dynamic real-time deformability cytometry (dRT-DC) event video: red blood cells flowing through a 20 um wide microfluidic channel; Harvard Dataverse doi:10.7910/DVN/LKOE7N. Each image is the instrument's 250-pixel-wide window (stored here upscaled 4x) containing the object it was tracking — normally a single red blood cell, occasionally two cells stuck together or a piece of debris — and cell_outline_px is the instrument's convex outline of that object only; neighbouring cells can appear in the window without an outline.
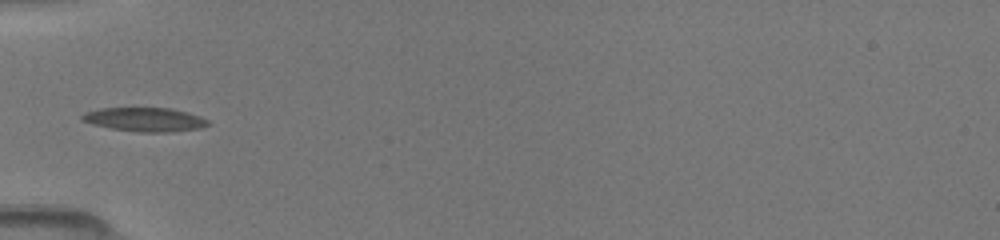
{"species": "common noctule bat (a hibernating species)", "species_latin": "Nyctalus noctula", "temperature_condition": "room temperature", "stored_images_in_passage": 3, "camera_frame_rate_fps": 3000, "um_per_image_px": 0.085, "animal": {"sex": "female", "body_mass_g": 19.5, "forearm_length_mm": 54.1}, "frame": {"image": 1, "passage_image": 1, "time_ms": 0.0, "image_size_px": [1000, 240], "cell_outline_px": [[212, 124], [200, 128], [168, 132], [140, 132], [112, 128], [92, 124], [80, 120], [80, 116], [84, 112], [100, 108], [172, 108], [188, 112], [200, 116], [208, 120]], "centroid_in_image_um": [12.32, 10.15], "position_along_channel_um": 72.7, "area_um2": 17.63}}